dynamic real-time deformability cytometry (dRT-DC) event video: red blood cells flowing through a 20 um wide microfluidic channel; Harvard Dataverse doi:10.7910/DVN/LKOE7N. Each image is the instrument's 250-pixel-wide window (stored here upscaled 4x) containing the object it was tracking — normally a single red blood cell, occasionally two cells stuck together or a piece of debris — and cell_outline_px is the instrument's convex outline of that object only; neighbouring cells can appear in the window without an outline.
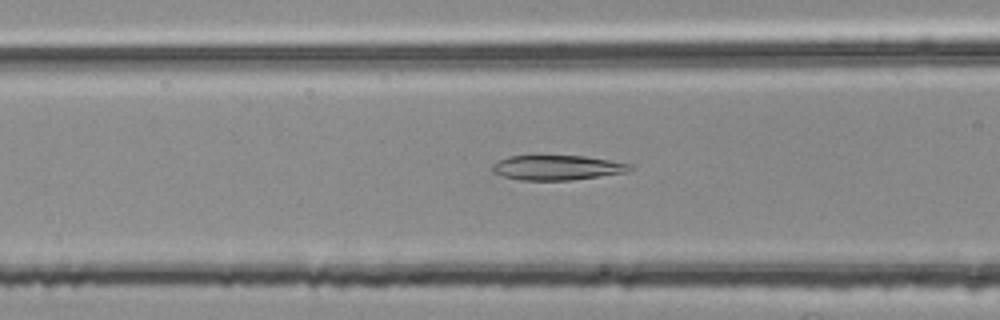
{"species": "common noctule bat (a hibernating species)", "species_latin": "Nyctalus noctula", "temperature_condition": "room temperature", "stored_images_in_passage": 29, "camera_frame_rate_fps": 3000, "um_per_image_px": 0.085, "animal": {"sex": "female", "body_mass_g": 25.1}, "frame": {"image": 1, "passage_image": 6, "time_ms": 1.667, "image_size_px": [1000, 320], "cell_outline_px": [[632, 168], [628, 172], [572, 180], [520, 180], [504, 176], [492, 172], [492, 164], [508, 156], [584, 156], [632, 164]], "centroid_in_image_um": [47.36, 14.25], "position_along_channel_um": 119.2, "area_um2": 19.77}}
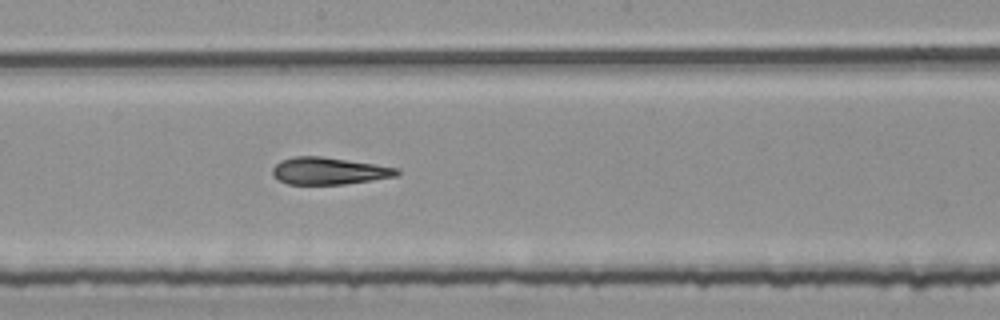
{"frame": {"image": 2, "passage_image": 14, "time_ms": 4.333, "image_size_px": [1000, 320], "cell_outline_px": [[400, 172], [396, 176], [344, 184], [288, 184], [272, 176], [272, 168], [280, 160], [292, 156], [320, 156], [376, 164], [396, 168]], "centroid_in_image_um": [27.9, 14.52], "position_along_channel_um": 220.3, "area_um2": 19.54}}
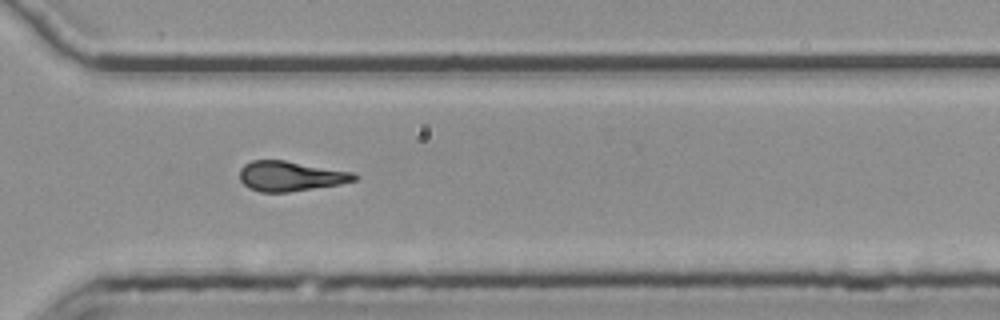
{"frame": {"image": 3, "passage_image": 24, "time_ms": 7.667, "image_size_px": [1000, 320], "cell_outline_px": [[360, 176], [356, 180], [340, 184], [288, 192], [260, 192], [248, 188], [240, 180], [240, 168], [244, 164], [252, 160], [284, 160], [356, 172]], "centroid_in_image_um": [24.72, 14.96], "position_along_channel_um": 345.9, "area_um2": 20.23}, "authors_computed_cell_mechanics": {"area_um2": 19.8832, "velocity_mm_per_s": 3.7831, "shape_relaxation_time_tau1_ms": null, "shape_relaxation_time_tau2_ms": 2.3435, "deformation_change_tau1": null, "deformation_change_tau2": 0.1102}}